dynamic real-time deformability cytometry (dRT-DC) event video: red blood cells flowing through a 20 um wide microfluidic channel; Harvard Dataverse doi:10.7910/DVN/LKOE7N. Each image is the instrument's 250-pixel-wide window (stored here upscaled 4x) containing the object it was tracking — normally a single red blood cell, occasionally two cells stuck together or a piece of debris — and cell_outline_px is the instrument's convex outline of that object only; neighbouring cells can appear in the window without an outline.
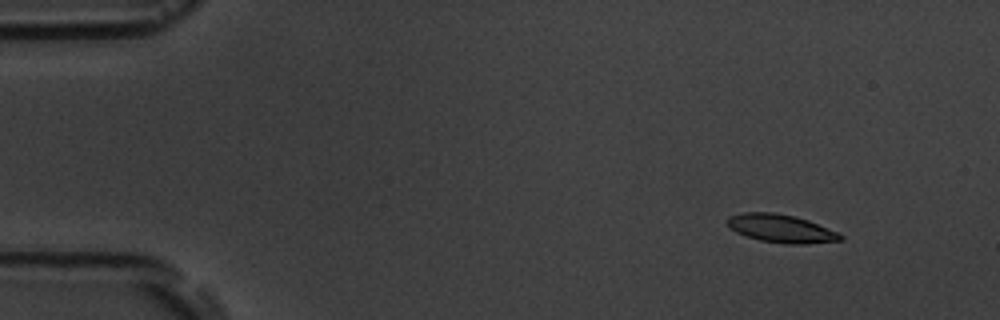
{"species": "common noctule bat (a hibernating species)", "species_latin": "Nyctalus noctula", "temperature_condition": "room temperature", "stored_images_in_passage": 5, "camera_frame_rate_fps": 3000, "um_per_image_px": 0.085, "animal": {"sex": "male", "body_mass_g": 19.5, "forearm_length_mm": 54.6}, "frame": {"image": 1, "passage_image": 1, "time_ms": 0.0, "image_size_px": [1000, 320], "cell_outline_px": [[844, 240], [804, 244], [784, 244], [760, 240], [736, 232], [724, 220], [728, 216], [744, 212], [776, 212], [796, 216], [808, 220], [840, 232], [844, 236]], "centroid_in_image_um": [66.43, 19.41], "position_along_channel_um": 18.6, "area_um2": 18.79}}